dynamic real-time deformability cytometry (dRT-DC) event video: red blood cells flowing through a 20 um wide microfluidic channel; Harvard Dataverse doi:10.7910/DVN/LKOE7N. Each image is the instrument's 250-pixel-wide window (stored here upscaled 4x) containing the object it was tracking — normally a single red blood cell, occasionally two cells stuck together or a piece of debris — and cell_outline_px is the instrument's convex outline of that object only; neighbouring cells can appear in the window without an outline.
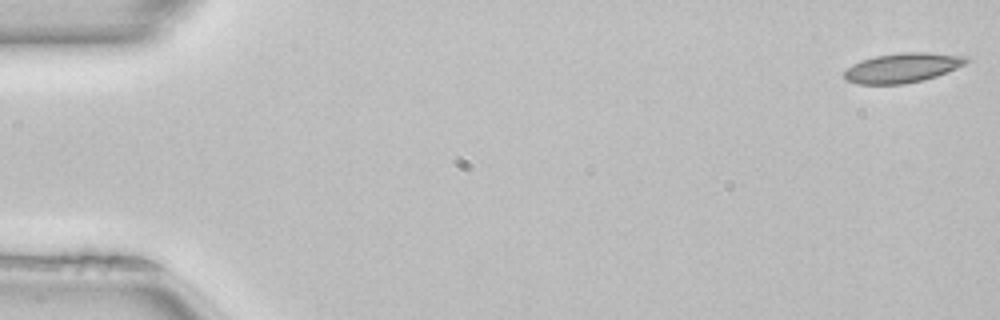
{"species": "common noctule bat (a hibernating species)", "species_latin": "Nyctalus noctula", "temperature_condition": "room temperature", "stored_images_in_passage": 51, "camera_frame_rate_fps": 3000, "um_per_image_px": 0.085, "animal": {"sex": "female", "body_mass_g": 22.7, "forearm_length_mm": 54.2}, "frame": {"image": 1, "passage_image": 1, "time_ms": 0.0, "image_size_px": [1000, 320], "cell_outline_px": [[972, 60], [956, 68], [936, 76], [924, 80], [904, 84], [856, 84], [844, 80], [844, 72], [852, 64], [860, 60], [876, 56], [904, 52], [924, 52], [968, 56]], "centroid_in_image_um": [76.7, 5.76], "position_along_channel_um": 8.3, "area_um2": 21.15}}
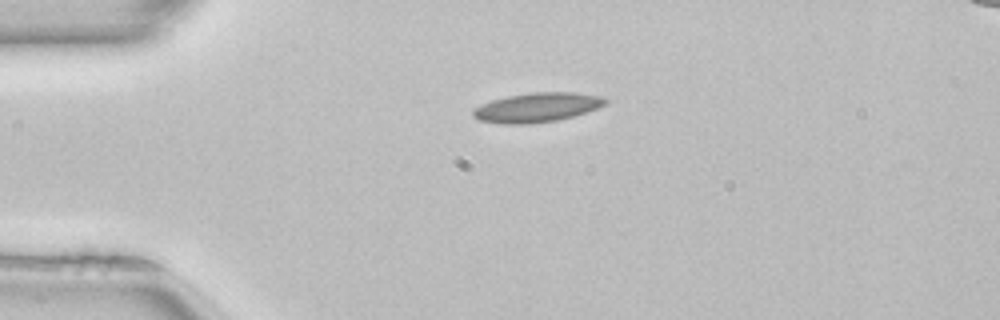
{"frame": {"image": 2, "passage_image": 12, "time_ms": 3.667, "image_size_px": [1000, 320], "cell_outline_px": [[608, 100], [604, 104], [596, 108], [572, 116], [556, 120], [524, 124], [504, 124], [480, 120], [472, 116], [472, 108], [480, 104], [492, 100], [508, 96], [532, 92], [572, 92], [600, 96]], "centroid_in_image_um": [45.58, 9.12], "position_along_channel_um": 39.4, "area_um2": 22.37}, "authors_computed_cell_mechanics": {"area_um2": 20.3456, "velocity_mm_per_s": 4.0153, "shape_relaxation_time_tau1_ms": null, "shape_relaxation_time_tau2_ms": 3.9276, "deformation_change_tau1": null, "deformation_change_tau2": 0.1149}}